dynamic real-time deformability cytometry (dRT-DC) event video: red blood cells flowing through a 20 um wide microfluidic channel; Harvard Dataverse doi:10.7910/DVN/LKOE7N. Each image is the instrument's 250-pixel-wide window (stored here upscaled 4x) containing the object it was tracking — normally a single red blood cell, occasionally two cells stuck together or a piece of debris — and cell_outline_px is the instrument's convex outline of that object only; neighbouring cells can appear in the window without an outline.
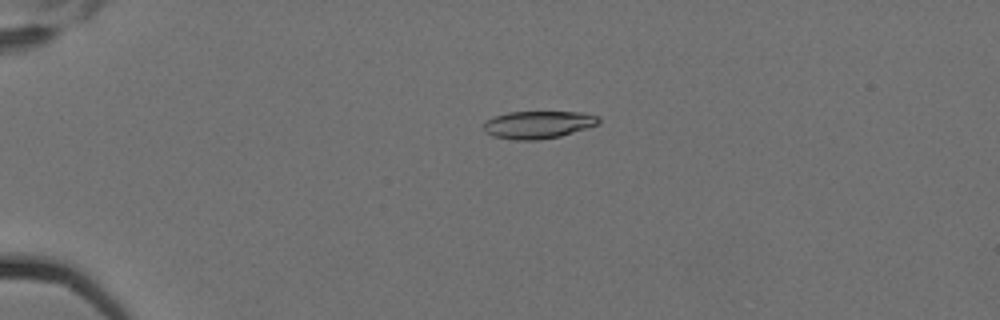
{"species": "Egyptian fruit bat (a non-hibernating species)", "species_latin": "Rousettus aegyptiacus", "temperature_condition": "cold", "stored_images_in_passage": 9, "camera_frame_rate_fps": 3000, "um_per_image_px": 0.085, "animal": {"sex": "female"}, "frame": {"image": 1, "passage_image": 3, "time_ms": 0.667, "image_size_px": [1000, 320], "cell_outline_px": [[600, 124], [560, 136], [536, 140], [516, 140], [492, 136], [484, 128], [484, 124], [488, 120], [496, 116], [508, 112], [580, 112], [600, 116]], "centroid_in_image_um": [45.8, 10.59], "position_along_channel_um": 39.2, "area_um2": 18.32}}
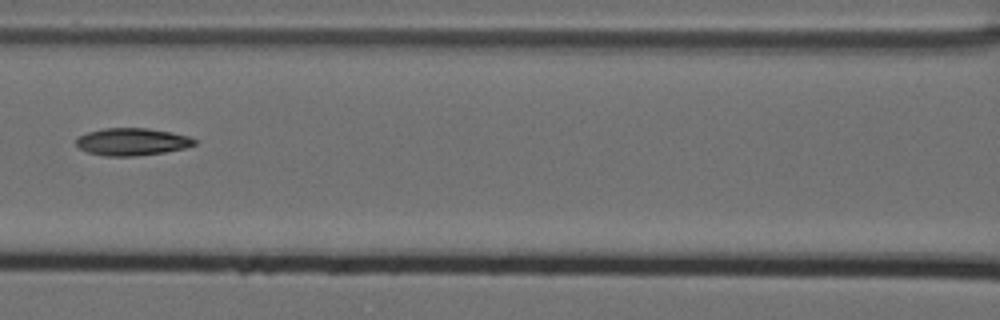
{"frame": {"image": 2, "passage_image": 7, "time_ms": 2.0, "image_size_px": [1000, 320], "cell_outline_px": [[196, 144], [184, 148], [164, 152], [136, 156], [104, 156], [88, 152], [80, 148], [76, 144], [76, 140], [80, 136], [88, 132], [104, 128], [148, 128], [172, 132], [188, 136], [196, 140]], "centroid_in_image_um": [11.23, 12.05], "position_along_channel_um": 155.4, "area_um2": 18.79}}
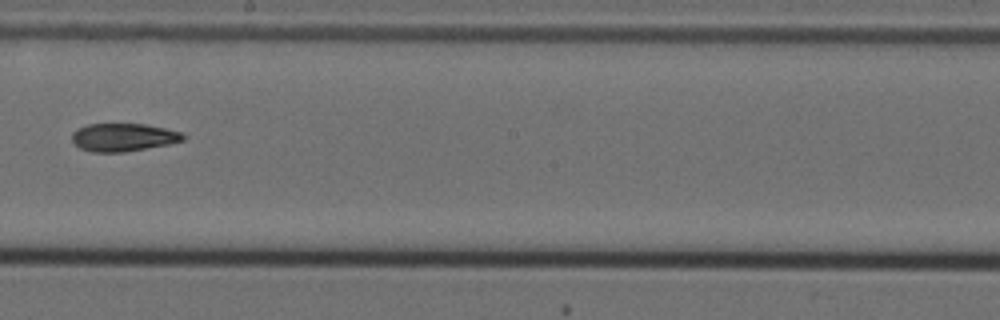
{"frame": {"image": 3, "passage_image": 9, "time_ms": 2.667, "image_size_px": [1000, 320], "cell_outline_px": [[184, 140], [168, 144], [124, 152], [92, 152], [80, 148], [72, 140], [72, 132], [76, 128], [88, 124], [144, 124], [164, 128], [180, 132], [184, 136]], "centroid_in_image_um": [10.44, 11.67], "position_along_channel_um": 237.8, "area_um2": 17.98}}